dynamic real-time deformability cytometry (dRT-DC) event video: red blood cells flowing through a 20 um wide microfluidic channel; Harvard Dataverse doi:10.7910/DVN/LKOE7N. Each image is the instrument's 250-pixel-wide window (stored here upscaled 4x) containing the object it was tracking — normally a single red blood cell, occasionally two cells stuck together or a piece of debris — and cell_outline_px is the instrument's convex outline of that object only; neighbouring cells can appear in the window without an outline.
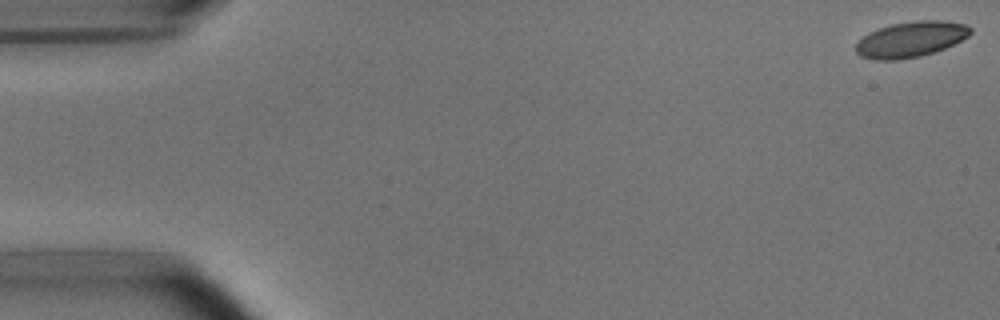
{"species": "common noctule bat (a hibernating species)", "species_latin": "Nyctalus noctula", "temperature_condition": "room temperature", "stored_images_in_passage": 5, "camera_frame_rate_fps": 3000, "um_per_image_px": 0.085, "animal": {"sex": "male", "body_mass_g": 15.6}, "frame": {"image": 1, "passage_image": 1, "time_ms": 0.0, "image_size_px": [1000, 320], "cell_outline_px": [[972, 32], [968, 36], [944, 48], [920, 56], [896, 60], [876, 60], [860, 56], [856, 52], [856, 44], [868, 32], [892, 24], [916, 20], [940, 20], [968, 24], [972, 28]], "centroid_in_image_um": [77.42, 3.33], "position_along_channel_um": 7.6, "area_um2": 23.64}}
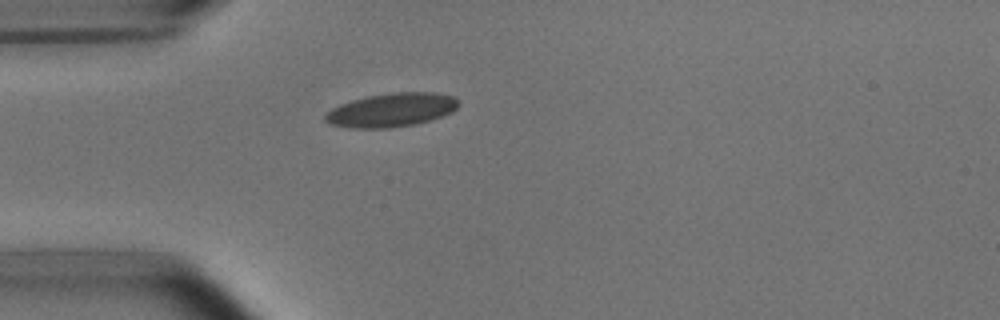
{"frame": {"image": 2, "passage_image": 5, "time_ms": 4.667, "image_size_px": [1000, 320], "cell_outline_px": [[460, 104], [452, 112], [428, 120], [412, 124], [388, 128], [352, 128], [332, 124], [324, 120], [324, 116], [332, 108], [340, 104], [352, 100], [368, 96], [392, 92], [436, 92], [452, 96], [460, 100]], "centroid_in_image_um": [33.29, 9.33], "position_along_channel_um": 51.7, "area_um2": 26.01}}